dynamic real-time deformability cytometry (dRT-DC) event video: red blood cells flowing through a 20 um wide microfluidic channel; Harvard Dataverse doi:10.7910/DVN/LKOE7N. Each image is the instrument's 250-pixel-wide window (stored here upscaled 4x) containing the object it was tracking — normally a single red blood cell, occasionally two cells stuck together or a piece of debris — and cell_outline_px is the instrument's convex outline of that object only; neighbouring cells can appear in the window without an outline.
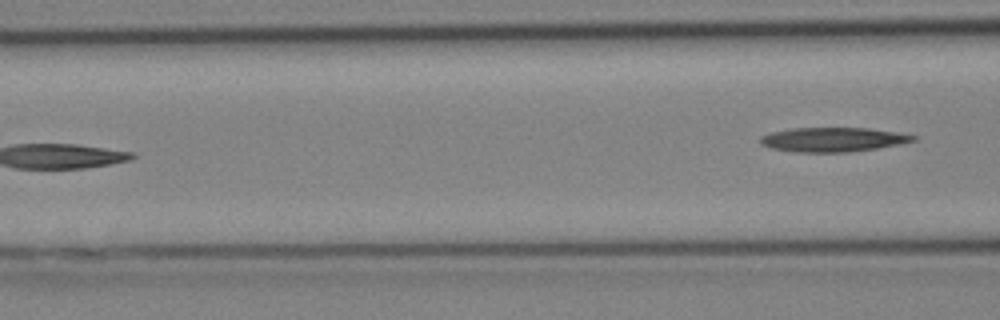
{"species": "Egyptian fruit bat (a non-hibernating species)", "species_latin": "Rousettus aegyptiacus", "temperature_condition": "cold", "stored_images_in_passage": 8, "segment_of_instrument_passage": [2, 2], "camera_frame_rate_fps": 3000, "um_per_image_px": 0.085, "animal": {"sex": "female"}, "frame": {"image": 1, "passage_image": 8, "time_ms": 2.333, "image_size_px": [1000, 320], "cell_outline_px": [[916, 140], [900, 144], [876, 148], [848, 152], [796, 152], [772, 148], [760, 144], [760, 136], [772, 132], [792, 128], [868, 128], [916, 136]], "centroid_in_image_um": [70.75, 11.86], "position_along_channel_um": 95.8, "area_um2": 21.39}}